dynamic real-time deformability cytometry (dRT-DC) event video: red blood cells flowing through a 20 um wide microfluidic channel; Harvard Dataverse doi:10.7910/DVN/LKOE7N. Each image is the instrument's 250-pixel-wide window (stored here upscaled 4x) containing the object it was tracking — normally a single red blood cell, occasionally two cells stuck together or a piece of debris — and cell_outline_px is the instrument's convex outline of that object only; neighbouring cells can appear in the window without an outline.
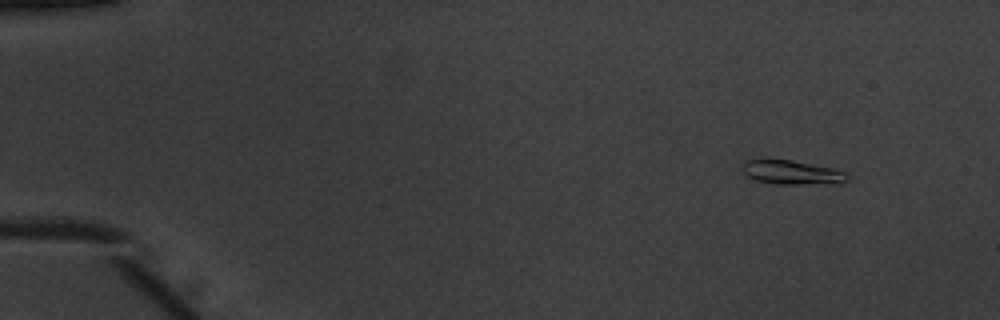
{"species": "common noctule bat (a hibernating species)", "species_latin": "Nyctalus noctula", "temperature_condition": "warm", "stored_images_in_passage": 53, "camera_frame_rate_fps": 3000, "um_per_image_px": 0.085, "animal": {"sex": "male", "body_mass_g": 20.1, "forearm_length_mm": 53.5}, "frame": {"image": 1, "passage_image": 6, "time_ms": 1.667, "image_size_px": [1000, 320], "cell_outline_px": [[848, 180], [840, 184], [776, 184], [756, 180], [748, 176], [740, 168], [744, 160], [764, 156], [792, 160], [832, 168], [844, 172], [848, 176]], "centroid_in_image_um": [67.22, 14.62], "position_along_channel_um": 17.8, "area_um2": 15.43}}
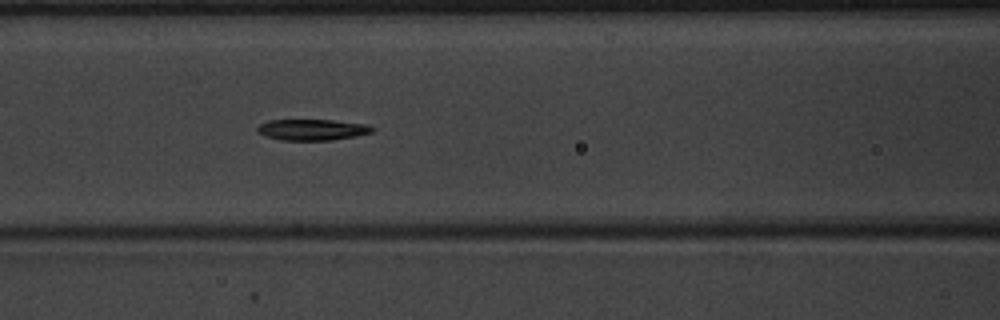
{"frame": {"image": 2, "passage_image": 24, "time_ms": 7.667, "image_size_px": [1000, 320], "cell_outline_px": [[372, 132], [356, 136], [332, 140], [280, 140], [264, 136], [256, 128], [260, 124], [268, 120], [332, 120], [368, 124], [372, 128]], "centroid_in_image_um": [26.52, 11.02], "position_along_channel_um": 140.1, "area_um2": 14.05}}
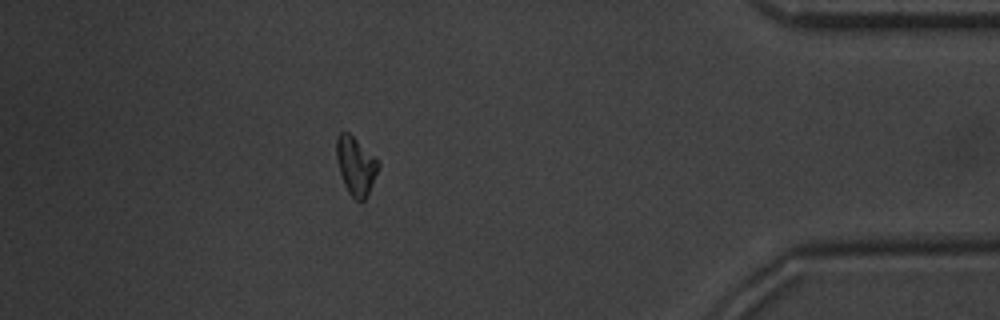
{"frame": {"image": 3, "passage_image": 47, "time_ms": 15.333, "image_size_px": [1000, 320], "cell_outline_px": [[380, 164], [372, 184], [364, 200], [360, 204], [348, 192], [344, 184], [336, 160], [336, 136], [340, 132], [348, 132], [376, 156]], "centroid_in_image_um": [30.23, 14.07], "position_along_channel_um": 405.0, "area_um2": 14.28}, "authors_computed_cell_mechanics": {"area_um2": 14.45, "velocity_mm_per_s": 3.9579, "shape_relaxation_time_tau1_ms": 3.2039, "shape_relaxation_time_tau2_ms": 7.8445, "deformation_change_tau1": 0.1362, "deformation_change_tau2": 0.1378}}